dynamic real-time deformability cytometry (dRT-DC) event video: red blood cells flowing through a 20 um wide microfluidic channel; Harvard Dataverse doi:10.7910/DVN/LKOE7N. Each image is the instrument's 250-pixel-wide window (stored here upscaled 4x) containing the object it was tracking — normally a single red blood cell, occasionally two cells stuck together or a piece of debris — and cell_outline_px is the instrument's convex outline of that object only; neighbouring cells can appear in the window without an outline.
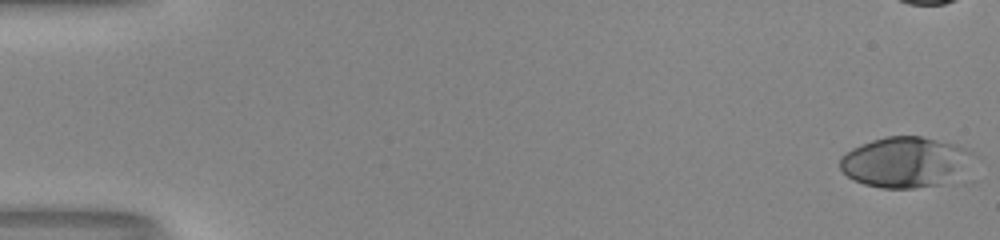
{"species": "human", "species_latin": "Homo sapiens", "temperature_condition": "room temperature", "stored_images_in_passage": 43, "camera_frame_rate_fps": 3000, "um_per_image_px": 0.085, "donor": {"sex": "male"}, "frame": {"image": 1, "passage_image": 1, "time_ms": 0.0, "image_size_px": [1000, 240], "cell_outline_px": [[972, 152], [940, 184], [912, 188], [880, 188], [864, 184], [848, 176], [840, 168], [840, 156], [852, 148], [872, 140], [888, 136], [920, 136], [956, 144]], "centroid_in_image_um": [76.72, 13.75], "position_along_channel_um": 8.3, "area_um2": 37.28}}
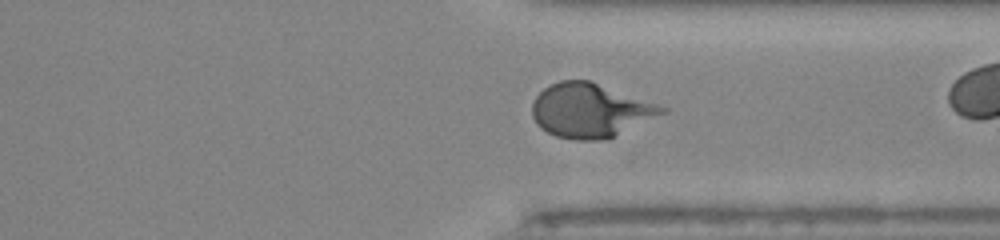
{"frame": {"image": 2, "passage_image": 41, "time_ms": 13.333, "image_size_px": [1000, 240], "cell_outline_px": [[668, 112], [608, 140], [576, 140], [556, 136], [540, 128], [536, 124], [532, 116], [532, 104], [536, 96], [544, 88], [560, 80], [588, 80], [668, 108]], "centroid_in_image_um": [50.17, 9.41], "position_along_channel_um": 361.2, "area_um2": 40.86}}